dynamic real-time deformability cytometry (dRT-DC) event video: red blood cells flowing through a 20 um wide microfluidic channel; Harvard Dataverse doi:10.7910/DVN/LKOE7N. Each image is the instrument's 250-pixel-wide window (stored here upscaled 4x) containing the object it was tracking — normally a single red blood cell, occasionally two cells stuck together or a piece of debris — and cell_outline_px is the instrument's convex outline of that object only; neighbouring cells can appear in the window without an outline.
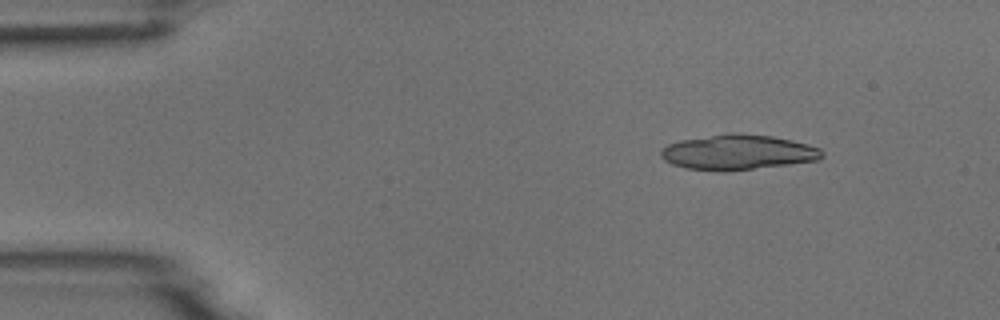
{"species": "common noctule bat (a hibernating species)", "species_latin": "Nyctalus noctula", "temperature_condition": "room temperature", "stored_images_in_passage": 6, "camera_frame_rate_fps": 3000, "um_per_image_px": 0.085, "animal": {"sex": "male", "body_mass_g": 18.8}, "frame": {"image": 1, "passage_image": 2, "time_ms": 0.333, "image_size_px": [1000, 320], "cell_outline_px": [[824, 156], [820, 160], [724, 172], [720, 172], [688, 168], [672, 164], [664, 160], [660, 156], [660, 152], [668, 144], [680, 140], [728, 132], [740, 132], [772, 136], [792, 140], [808, 144], [820, 148], [824, 152]], "centroid_in_image_um": [62.74, 12.93], "position_along_channel_um": 22.3, "area_um2": 33.29}}
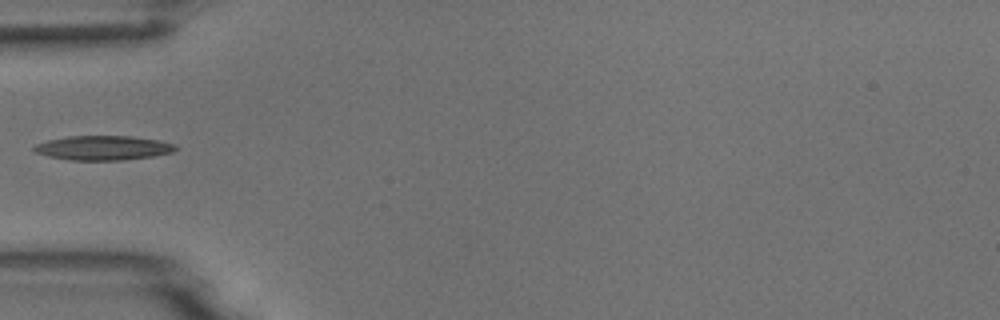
{"frame": {"image": 2, "passage_image": 5, "time_ms": 1.333, "image_size_px": [1000, 320], "cell_outline_px": [[176, 148], [172, 152], [152, 156], [124, 160], [68, 160], [48, 156], [36, 152], [32, 148], [36, 144], [48, 140], [68, 136], [132, 136], [160, 140], [176, 144]], "centroid_in_image_um": [8.77, 12.57], "position_along_channel_um": 76.2, "area_um2": 20.11}}
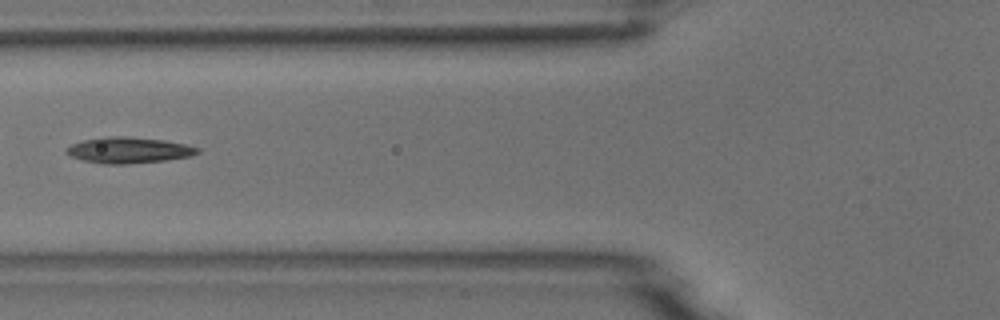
{"frame": {"image": 3, "passage_image": 6, "time_ms": 1.667, "image_size_px": [1000, 320], "cell_outline_px": [[200, 152], [192, 156], [164, 160], [128, 164], [104, 164], [84, 160], [72, 156], [64, 152], [64, 148], [72, 144], [84, 140], [104, 136], [128, 136], [164, 140], [184, 144], [200, 148]], "centroid_in_image_um": [10.93, 12.76], "position_along_channel_um": 114.9, "area_um2": 19.88}}